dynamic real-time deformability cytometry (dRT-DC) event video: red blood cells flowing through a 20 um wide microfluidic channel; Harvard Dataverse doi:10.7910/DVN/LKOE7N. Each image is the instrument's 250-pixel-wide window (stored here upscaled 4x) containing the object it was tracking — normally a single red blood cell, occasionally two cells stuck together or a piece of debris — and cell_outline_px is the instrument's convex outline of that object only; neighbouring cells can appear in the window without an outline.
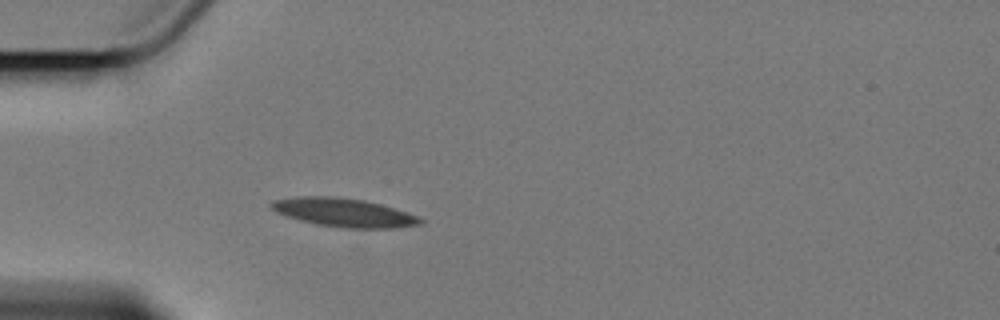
{"species": "Egyptian fruit bat (a non-hibernating species)", "species_latin": "Rousettus aegyptiacus", "temperature_condition": "cold", "stored_images_in_passage": 4, "camera_frame_rate_fps": 3000, "um_per_image_px": 0.085, "animal": {"sex": "female"}, "frame": {"image": 1, "passage_image": 4, "time_ms": 4.333, "image_size_px": [1000, 320], "cell_outline_px": [[424, 224], [392, 228], [344, 228], [316, 224], [300, 220], [276, 212], [268, 204], [272, 200], [300, 196], [336, 196], [364, 200], [380, 204], [416, 216], [424, 220]], "centroid_in_image_um": [29.2, 18.06], "position_along_channel_um": 55.8, "area_um2": 24.68}}